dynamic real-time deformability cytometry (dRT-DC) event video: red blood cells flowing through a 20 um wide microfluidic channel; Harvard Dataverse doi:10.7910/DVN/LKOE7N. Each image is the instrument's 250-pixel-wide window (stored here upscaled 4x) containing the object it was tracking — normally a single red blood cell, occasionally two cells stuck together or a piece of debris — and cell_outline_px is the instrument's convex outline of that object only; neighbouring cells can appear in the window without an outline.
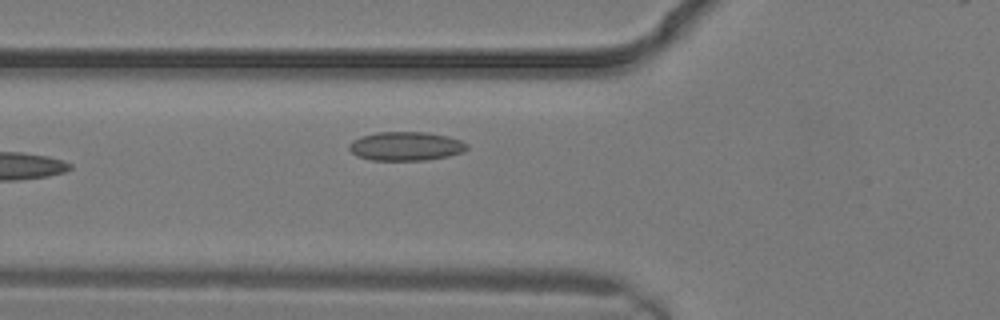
{"species": "common noctule bat (a hibernating species)", "species_latin": "Nyctalus noctula", "temperature_condition": "warm", "stored_images_in_passage": 3, "camera_frame_rate_fps": 3000, "um_per_image_px": 0.085, "animal": {"sex": "male", "body_mass_g": 19.2, "forearm_length_mm": 51.8}, "frame": {"image": 1, "passage_image": 3, "time_ms": 0.667, "image_size_px": [1000, 320], "cell_outline_px": [[468, 148], [464, 152], [448, 156], [428, 160], [372, 160], [356, 156], [348, 148], [348, 144], [352, 140], [360, 136], [376, 132], [428, 132], [448, 136], [460, 140], [468, 144]], "centroid_in_image_um": [34.49, 12.42], "position_along_channel_um": 91.3, "area_um2": 20.06}}